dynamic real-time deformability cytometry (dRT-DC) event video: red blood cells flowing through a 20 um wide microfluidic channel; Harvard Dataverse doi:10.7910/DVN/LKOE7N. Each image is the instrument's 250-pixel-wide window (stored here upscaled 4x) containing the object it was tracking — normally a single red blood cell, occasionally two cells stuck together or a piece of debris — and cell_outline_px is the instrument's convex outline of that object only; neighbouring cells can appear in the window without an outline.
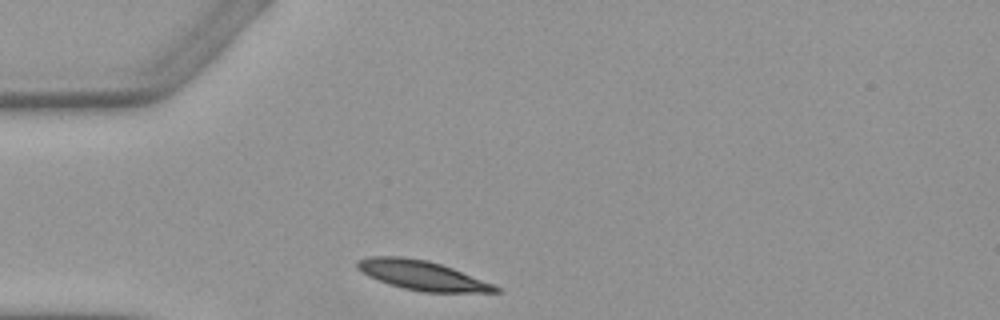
{"species": "Egyptian fruit bat (a non-hibernating species)", "species_latin": "Rousettus aegyptiacus", "temperature_condition": "warm", "stored_images_in_passage": 2, "segment_of_instrument_passage": [2, 2], "camera_frame_rate_fps": 3000, "um_per_image_px": 0.085, "animal": {"sex": "female"}, "frame": {"image": 1, "passage_image": 2, "time_ms": 2.0, "image_size_px": [1000, 320], "cell_outline_px": [[500, 292], [424, 292], [404, 288], [388, 284], [368, 276], [356, 268], [356, 260], [368, 256], [404, 256], [428, 260], [452, 268], [492, 284], [500, 288]], "centroid_in_image_um": [35.8, 23.39], "position_along_channel_um": 49.2, "area_um2": 23.58}}